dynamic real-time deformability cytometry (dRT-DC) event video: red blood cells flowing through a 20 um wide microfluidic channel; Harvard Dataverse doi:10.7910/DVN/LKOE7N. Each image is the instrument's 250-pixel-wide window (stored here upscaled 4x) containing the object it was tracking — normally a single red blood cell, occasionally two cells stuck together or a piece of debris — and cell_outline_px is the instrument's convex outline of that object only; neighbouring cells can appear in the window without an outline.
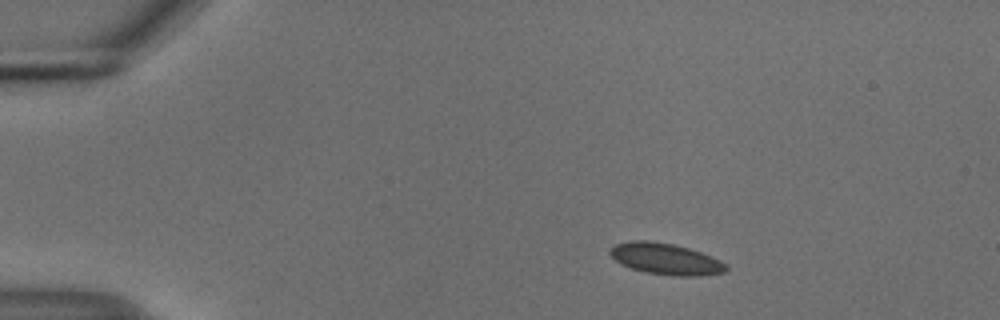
{"species": "common noctule bat (a hibernating species)", "species_latin": "Nyctalus noctula", "temperature_condition": "cold", "stored_images_in_passage": 53, "camera_frame_rate_fps": 3000, "um_per_image_px": 0.085, "animal": {"sex": "male", "body_mass_g": 18.8}, "frame": {"image": 1, "passage_image": 8, "time_ms": 2.333, "image_size_px": [1000, 320], "cell_outline_px": [[728, 268], [724, 272], [700, 276], [676, 276], [648, 272], [632, 268], [620, 264], [608, 252], [616, 244], [632, 240], [648, 240], [672, 244], [688, 248], [712, 256], [728, 264]], "centroid_in_image_um": [56.61, 22.01], "position_along_channel_um": 28.4, "area_um2": 21.04}}
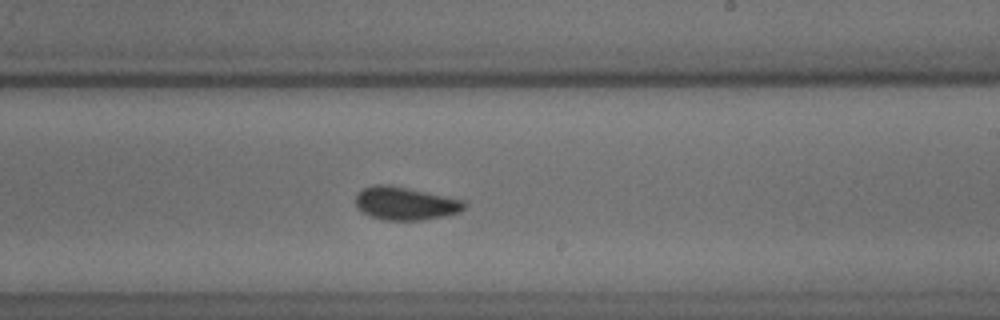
{"frame": {"image": 2, "passage_image": 32, "time_ms": 10.333, "image_size_px": [1000, 320], "cell_outline_px": [[464, 208], [460, 212], [444, 216], [424, 220], [384, 220], [360, 212], [356, 208], [356, 192], [372, 184], [388, 184], [408, 188], [464, 200]], "centroid_in_image_um": [34.4, 17.29], "position_along_channel_um": 254.6, "area_um2": 21.04}}
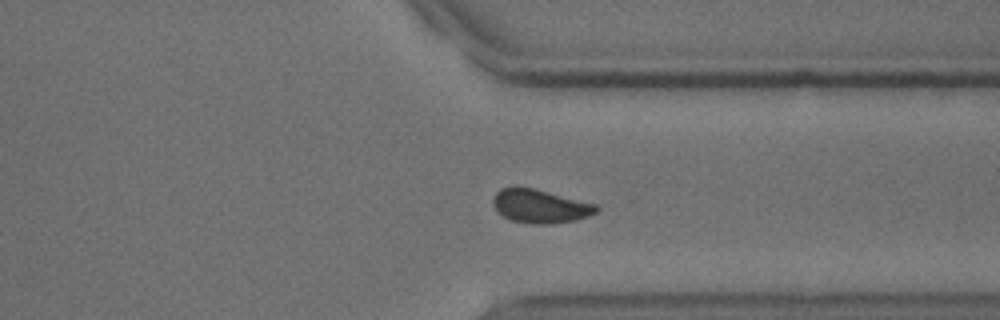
{"frame": {"image": 3, "passage_image": 41, "time_ms": 13.333, "image_size_px": [1000, 320], "cell_outline_px": [[600, 208], [596, 212], [588, 216], [576, 220], [548, 224], [536, 224], [512, 220], [496, 212], [492, 200], [496, 192], [500, 188], [516, 184], [596, 204]], "centroid_in_image_um": [45.86, 17.5], "position_along_channel_um": 365.5, "area_um2": 20.35}, "authors_computed_cell_mechanics": {"area_um2": 20.4034, "velocity_mm_per_s": 3.6938, "shape_relaxation_time_tau1_ms": 2.4927, "shape_relaxation_time_tau2_ms": null, "deformation_change_tau1": 0.0701, "deformation_change_tau2": null}}